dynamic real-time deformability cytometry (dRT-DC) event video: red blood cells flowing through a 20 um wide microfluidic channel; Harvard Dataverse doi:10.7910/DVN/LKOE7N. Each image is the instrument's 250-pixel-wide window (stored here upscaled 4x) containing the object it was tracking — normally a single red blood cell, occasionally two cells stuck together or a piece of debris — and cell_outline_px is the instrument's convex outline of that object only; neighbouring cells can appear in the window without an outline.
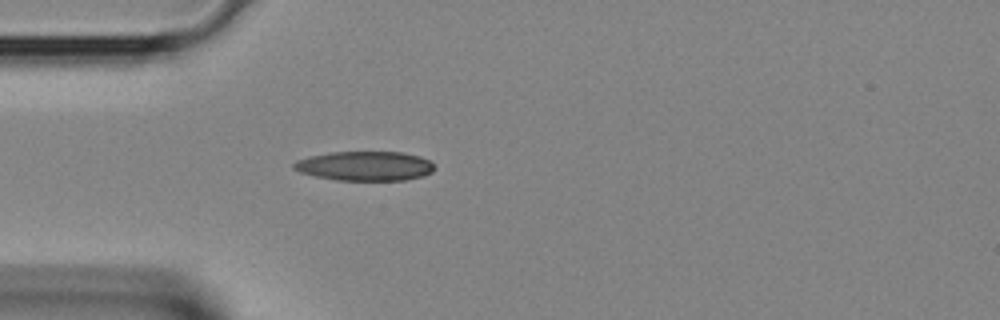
{"species": "Egyptian fruit bat (a non-hibernating species)", "species_latin": "Rousettus aegyptiacus", "temperature_condition": "room temperature", "stored_images_in_passage": 25, "camera_frame_rate_fps": 3000, "um_per_image_px": 0.085, "animal": {"sex": "female"}, "frame": {"image": 1, "passage_image": 1, "time_ms": 0.0, "image_size_px": [1000, 320], "cell_outline_px": [[436, 168], [432, 172], [424, 176], [404, 180], [336, 180], [312, 176], [300, 172], [292, 168], [292, 164], [296, 160], [308, 156], [332, 152], [400, 152], [420, 156], [428, 160]], "centroid_in_image_um": [30.99, 14.11], "position_along_channel_um": 54.0, "area_um2": 24.28}}
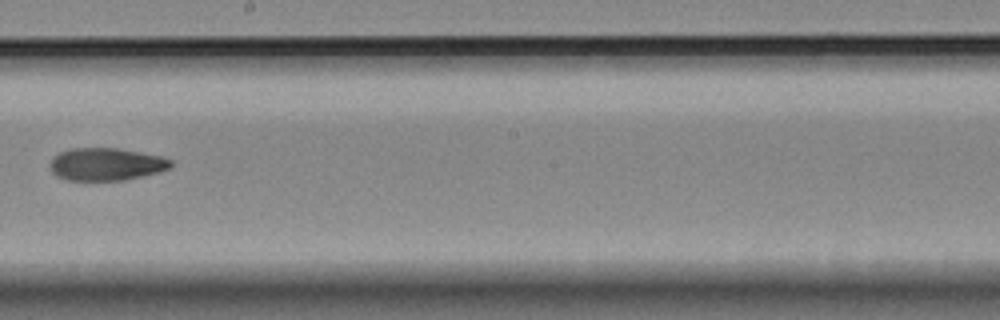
{"frame": {"image": 2, "passage_image": 12, "time_ms": 3.667, "image_size_px": [1000, 320], "cell_outline_px": [[172, 168], [160, 172], [144, 176], [124, 180], [68, 180], [56, 176], [52, 172], [52, 156], [68, 148], [120, 148], [160, 156], [172, 160]], "centroid_in_image_um": [9.06, 13.95], "position_along_channel_um": 239.1, "area_um2": 23.06}}
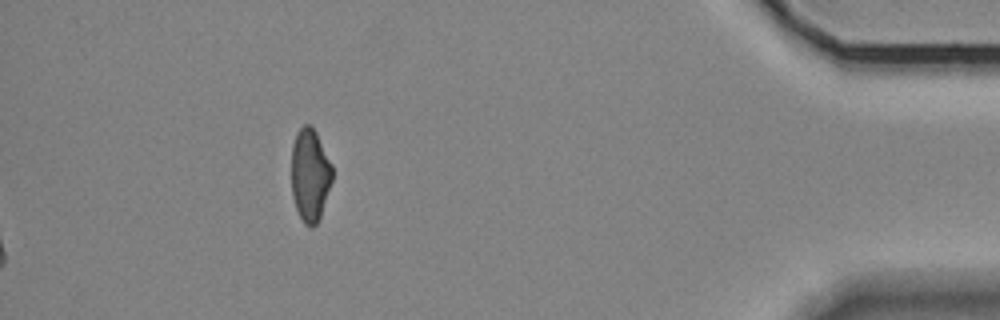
{"frame": {"image": 3, "passage_image": 25, "time_ms": 8.0, "image_size_px": [1000, 320], "cell_outline_px": [[332, 180], [320, 216], [316, 224], [312, 228], [304, 224], [296, 208], [292, 196], [292, 144], [296, 132], [304, 124], [312, 124], [332, 164]], "centroid_in_image_um": [26.34, 14.84], "position_along_channel_um": 408.9, "area_um2": 22.08}}